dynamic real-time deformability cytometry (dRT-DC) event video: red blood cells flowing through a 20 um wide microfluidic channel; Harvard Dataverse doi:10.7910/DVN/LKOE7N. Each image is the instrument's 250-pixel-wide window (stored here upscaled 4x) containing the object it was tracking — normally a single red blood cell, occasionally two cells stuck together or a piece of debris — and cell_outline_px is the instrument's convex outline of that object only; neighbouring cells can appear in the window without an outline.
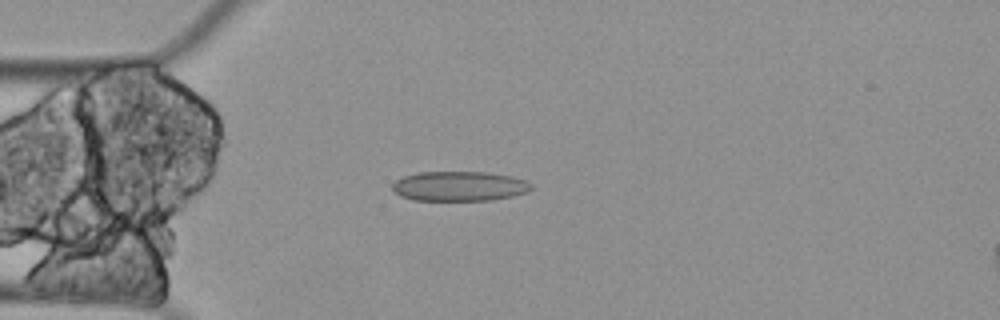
{"species": "Egyptian fruit bat (a non-hibernating species)", "species_latin": "Rousettus aegyptiacus", "temperature_condition": "cold", "stored_images_in_passage": 2, "camera_frame_rate_fps": 3000, "um_per_image_px": 0.085, "animal": {"sex": "female"}, "frame": {"image": 1, "passage_image": 2, "time_ms": 0.333, "image_size_px": [1000, 320], "cell_outline_px": [[532, 188], [528, 192], [512, 196], [492, 200], [412, 200], [400, 196], [392, 188], [392, 184], [396, 180], [404, 176], [420, 172], [488, 172], [512, 176], [524, 180], [532, 184]], "centroid_in_image_um": [39.05, 15.82], "position_along_channel_um": 45.9, "area_um2": 24.1}}